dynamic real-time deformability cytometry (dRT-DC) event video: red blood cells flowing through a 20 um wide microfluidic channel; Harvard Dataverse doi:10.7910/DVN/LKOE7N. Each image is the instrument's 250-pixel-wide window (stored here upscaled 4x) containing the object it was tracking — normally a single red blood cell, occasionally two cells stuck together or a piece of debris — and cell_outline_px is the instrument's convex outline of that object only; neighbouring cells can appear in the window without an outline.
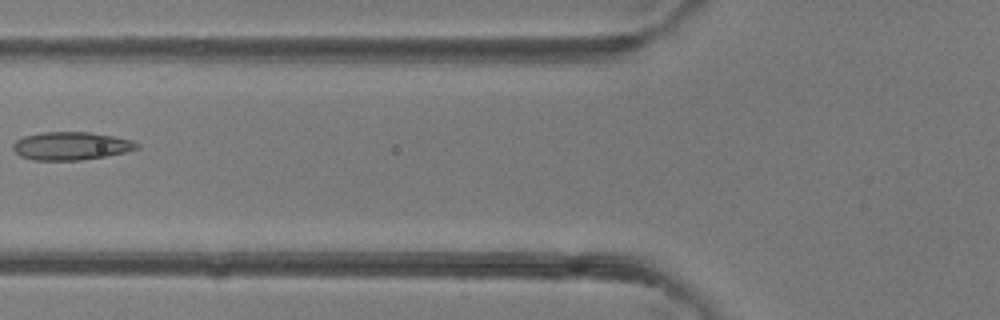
{"species": "common noctule bat (a hibernating species)", "species_latin": "Nyctalus noctula", "temperature_condition": "room temperature", "stored_images_in_passage": 6, "camera_frame_rate_fps": 3000, "um_per_image_px": 0.085, "animal": {"sex": "female"}, "frame": {"image": 1, "passage_image": 6, "time_ms": 5.667, "image_size_px": [1000, 320], "cell_outline_px": [[140, 148], [124, 152], [104, 156], [80, 160], [32, 160], [20, 156], [12, 148], [12, 144], [16, 140], [24, 136], [40, 132], [88, 132], [112, 136], [132, 140], [140, 144]], "centroid_in_image_um": [6.01, 12.4], "position_along_channel_um": 119.8, "area_um2": 20.23}}